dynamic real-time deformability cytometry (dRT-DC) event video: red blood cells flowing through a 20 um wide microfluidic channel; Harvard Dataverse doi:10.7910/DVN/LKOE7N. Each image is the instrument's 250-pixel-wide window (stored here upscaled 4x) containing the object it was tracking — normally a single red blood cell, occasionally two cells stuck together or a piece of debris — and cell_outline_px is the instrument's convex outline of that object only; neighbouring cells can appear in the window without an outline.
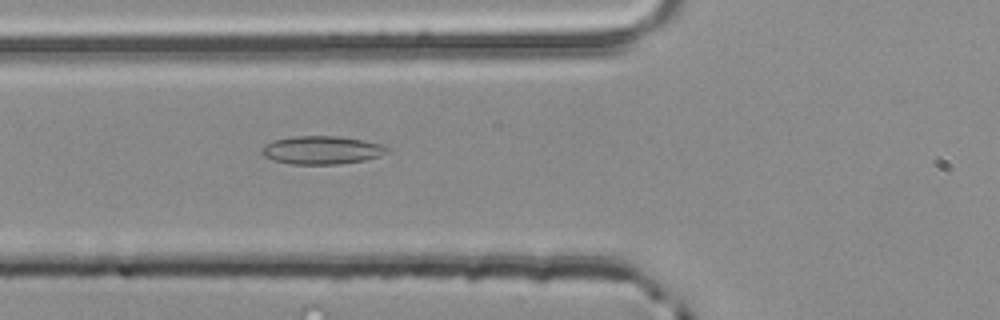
{"species": "common noctule bat (a hibernating species)", "species_latin": "Nyctalus noctula", "temperature_condition": "room temperature", "stored_images_in_passage": 2, "camera_frame_rate_fps": 3000, "um_per_image_px": 0.085, "animal": {"sex": "male", "body_mass_g": 20.4}, "frame": {"image": 1, "passage_image": 2, "time_ms": 0.333, "image_size_px": [1000, 320], "cell_outline_px": [[388, 152], [380, 156], [364, 160], [340, 164], [292, 164], [272, 160], [264, 156], [260, 152], [272, 140], [292, 136], [340, 136], [364, 140], [380, 144], [388, 148]], "centroid_in_image_um": [27.36, 12.75], "position_along_channel_um": 98.4, "area_um2": 20.58}}